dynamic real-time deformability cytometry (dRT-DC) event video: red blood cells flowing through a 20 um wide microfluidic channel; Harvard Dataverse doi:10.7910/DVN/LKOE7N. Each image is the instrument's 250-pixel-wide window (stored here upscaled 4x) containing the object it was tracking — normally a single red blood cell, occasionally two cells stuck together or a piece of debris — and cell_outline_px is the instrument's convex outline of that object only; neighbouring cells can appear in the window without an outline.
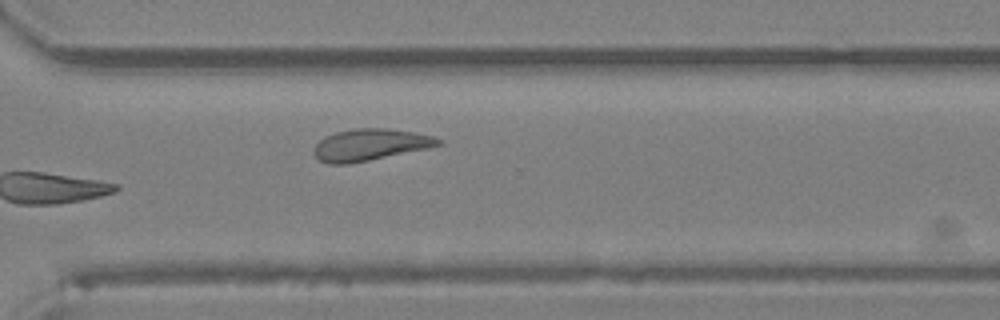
{"species": "Egyptian fruit bat (a non-hibernating species)", "species_latin": "Rousettus aegyptiacus", "temperature_condition": "room temperature", "stored_images_in_passage": 21, "camera_frame_rate_fps": 3000, "um_per_image_px": 0.085, "animal": {"sex": "female"}, "frame": {"image": 1, "passage_image": 21, "time_ms": 6.667, "image_size_px": [1000, 320], "cell_outline_px": [[444, 144], [428, 148], [348, 164], [328, 164], [320, 160], [312, 152], [316, 144], [324, 136], [336, 132], [352, 128], [388, 128], [412, 132], [432, 136], [444, 140]], "centroid_in_image_um": [31.45, 12.29], "position_along_channel_um": 339.1, "area_um2": 22.95}}